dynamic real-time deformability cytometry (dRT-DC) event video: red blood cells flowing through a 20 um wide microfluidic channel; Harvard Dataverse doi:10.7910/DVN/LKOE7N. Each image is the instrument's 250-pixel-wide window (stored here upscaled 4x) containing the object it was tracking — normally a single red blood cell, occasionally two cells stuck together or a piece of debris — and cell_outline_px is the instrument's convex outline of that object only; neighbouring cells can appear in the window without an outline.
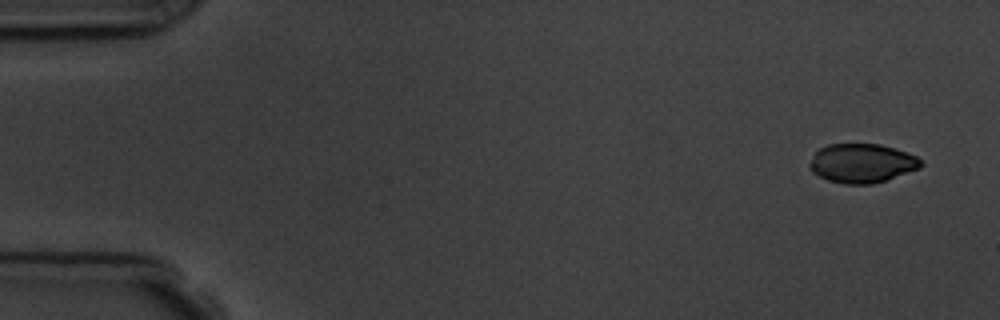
{"species": "common noctule bat (a hibernating species)", "species_latin": "Nyctalus noctula", "temperature_condition": "room temperature", "stored_images_in_passage": 5, "segment_of_instrument_passage": [2, 2], "camera_frame_rate_fps": 3000, "um_per_image_px": 0.085, "animal": {"sex": "male", "body_mass_g": 19.5, "forearm_length_mm": 54.6}, "frame": {"image": 1, "passage_image": 5, "time_ms": 5.333, "image_size_px": [1000, 320], "cell_outline_px": [[924, 164], [920, 168], [872, 184], [844, 184], [828, 180], [812, 172], [808, 168], [808, 164], [816, 152], [820, 148], [828, 144], [880, 144], [916, 156]], "centroid_in_image_um": [73.23, 13.87], "position_along_channel_um": 11.8, "area_um2": 25.09}}